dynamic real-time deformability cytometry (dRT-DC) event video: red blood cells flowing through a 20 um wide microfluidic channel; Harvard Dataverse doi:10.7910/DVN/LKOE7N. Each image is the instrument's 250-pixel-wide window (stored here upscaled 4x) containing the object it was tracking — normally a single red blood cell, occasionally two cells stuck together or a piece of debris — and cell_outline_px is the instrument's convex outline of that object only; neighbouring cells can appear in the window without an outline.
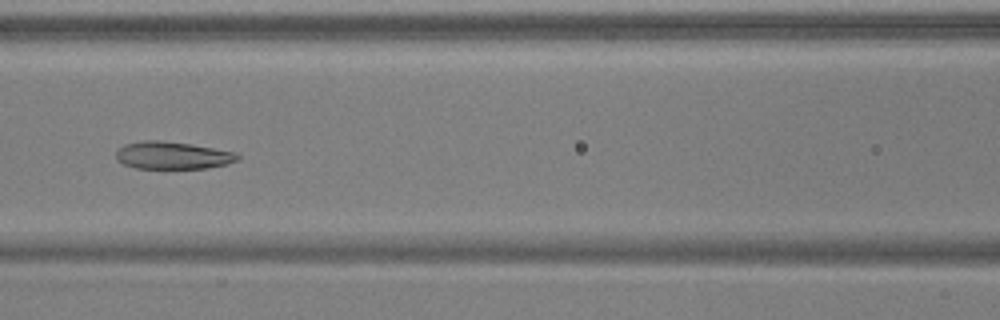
{"species": "common noctule bat (a hibernating species)", "species_latin": "Nyctalus noctula", "temperature_condition": "warm", "stored_images_in_passage": 6, "camera_frame_rate_fps": 3000, "um_per_image_px": 0.085, "animal": {"sex": "male", "body_mass_g": 17.9, "forearm_length_mm": 54.2}, "frame": {"image": 1, "passage_image": 6, "time_ms": 1.667, "image_size_px": [1000, 320], "cell_outline_px": [[240, 160], [228, 164], [208, 168], [136, 168], [124, 164], [116, 160], [116, 152], [124, 144], [144, 140], [156, 140], [192, 144], [236, 152], [240, 156]], "centroid_in_image_um": [14.7, 13.21], "position_along_channel_um": 151.9, "area_um2": 19.54}}